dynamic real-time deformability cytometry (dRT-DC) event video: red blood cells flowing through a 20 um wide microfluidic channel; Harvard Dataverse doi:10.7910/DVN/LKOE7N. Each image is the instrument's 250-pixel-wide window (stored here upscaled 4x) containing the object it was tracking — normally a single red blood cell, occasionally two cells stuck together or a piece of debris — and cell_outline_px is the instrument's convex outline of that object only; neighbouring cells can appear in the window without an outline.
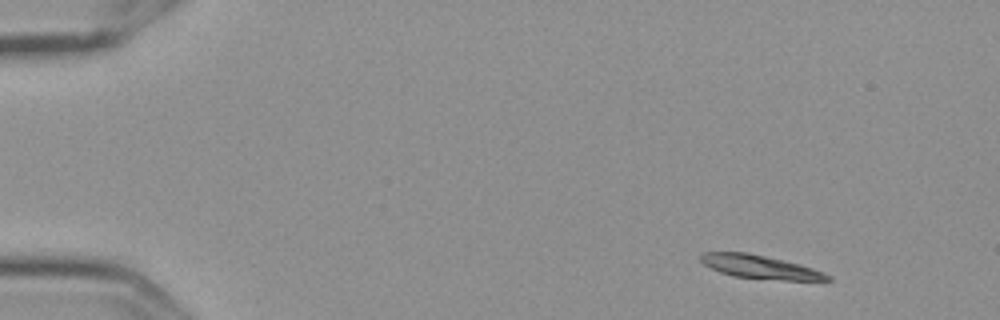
{"species": "Egyptian fruit bat (a non-hibernating species)", "species_latin": "Rousettus aegyptiacus", "temperature_condition": "cold", "stored_images_in_passage": 4, "camera_frame_rate_fps": 3000, "um_per_image_px": 0.085, "frame": {"image": 1, "passage_image": 1, "time_ms": 0.0, "image_size_px": [1000, 320], "cell_outline_px": [[832, 280], [784, 280], [732, 276], [720, 272], [704, 264], [700, 260], [700, 252], [748, 252], [784, 260], [800, 264], [824, 272], [832, 276]], "centroid_in_image_um": [64.6, 22.68], "position_along_channel_um": 20.4, "area_um2": 17.28}}
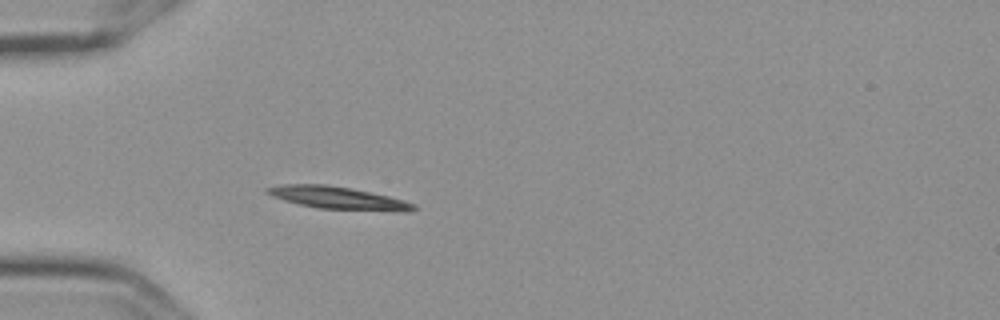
{"frame": {"image": 2, "passage_image": 4, "time_ms": 1.0, "image_size_px": [1000, 320], "cell_outline_px": [[416, 208], [408, 212], [400, 212], [320, 208], [300, 204], [284, 200], [272, 196], [264, 192], [264, 188], [280, 184], [324, 184], [352, 188], [388, 196], [404, 200], [416, 204]], "centroid_in_image_um": [28.74, 16.82], "position_along_channel_um": 56.3, "area_um2": 19.31}}